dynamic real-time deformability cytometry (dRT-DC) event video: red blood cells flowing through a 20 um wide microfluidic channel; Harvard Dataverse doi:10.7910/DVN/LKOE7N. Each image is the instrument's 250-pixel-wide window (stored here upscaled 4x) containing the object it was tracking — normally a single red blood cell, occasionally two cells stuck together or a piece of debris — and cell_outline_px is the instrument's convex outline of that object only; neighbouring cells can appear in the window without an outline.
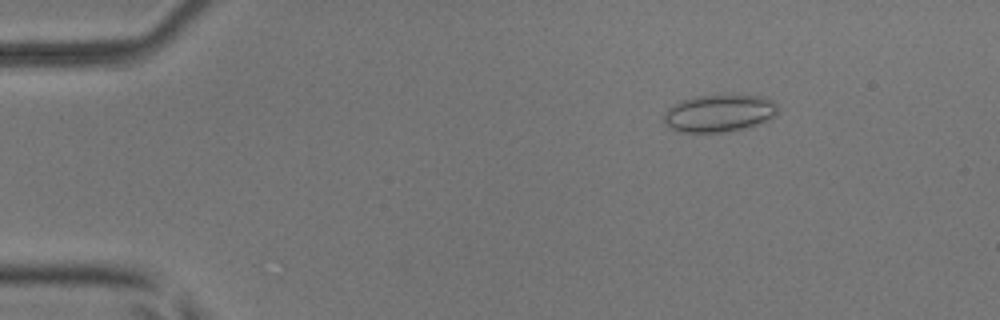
{"species": "common noctule bat (a hibernating species)", "species_latin": "Nyctalus noctula", "temperature_condition": "room temperature", "stored_images_in_passage": 51, "camera_frame_rate_fps": 3000, "um_per_image_px": 0.085, "animal": {"sex": "male", "body_mass_g": 17.9, "forearm_length_mm": 54.2}, "frame": {"image": 1, "passage_image": 8, "time_ms": 2.333, "image_size_px": [1000, 320], "cell_outline_px": [[776, 116], [752, 128], [728, 132], [680, 132], [668, 128], [664, 124], [664, 112], [672, 104], [680, 100], [692, 96], [764, 96], [772, 100], [776, 104]], "centroid_in_image_um": [61.11, 9.65], "position_along_channel_um": 23.9, "area_um2": 25.2}}
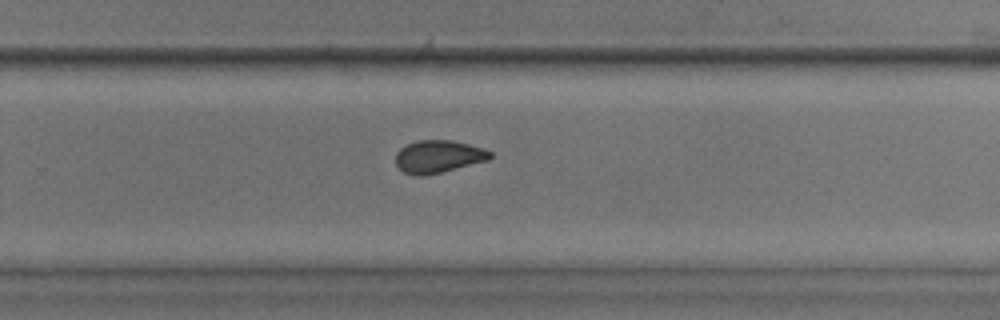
{"frame": {"image": 2, "passage_image": 34, "time_ms": 11.0, "image_size_px": [1000, 320], "cell_outline_px": [[492, 156], [488, 160], [424, 176], [416, 176], [404, 172], [396, 164], [396, 152], [400, 148], [408, 144], [420, 140], [452, 140], [484, 148], [492, 152]], "centroid_in_image_um": [37.26, 13.3], "position_along_channel_um": 292.5, "area_um2": 17.8}}
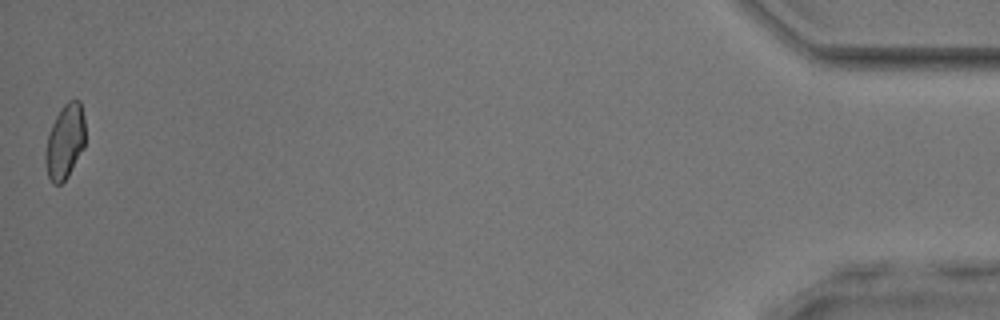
{"frame": {"image": 3, "passage_image": 51, "time_ms": 16.667, "image_size_px": [1000, 320], "cell_outline_px": [[84, 148], [68, 176], [60, 184], [52, 184], [48, 176], [44, 160], [44, 152], [48, 132], [56, 116], [64, 104], [68, 100], [80, 100], [84, 116]], "centroid_in_image_um": [5.5, 12.04], "position_along_channel_um": 429.7, "area_um2": 17.46}, "authors_computed_cell_mechanics": {"area_um2": 18.6116, "velocity_mm_per_s": 4.0596, "shape_relaxation_time_tau1_ms": null, "shape_relaxation_time_tau2_ms": 1.37, "deformation_change_tau1": null, "deformation_change_tau2": 0.0715}}